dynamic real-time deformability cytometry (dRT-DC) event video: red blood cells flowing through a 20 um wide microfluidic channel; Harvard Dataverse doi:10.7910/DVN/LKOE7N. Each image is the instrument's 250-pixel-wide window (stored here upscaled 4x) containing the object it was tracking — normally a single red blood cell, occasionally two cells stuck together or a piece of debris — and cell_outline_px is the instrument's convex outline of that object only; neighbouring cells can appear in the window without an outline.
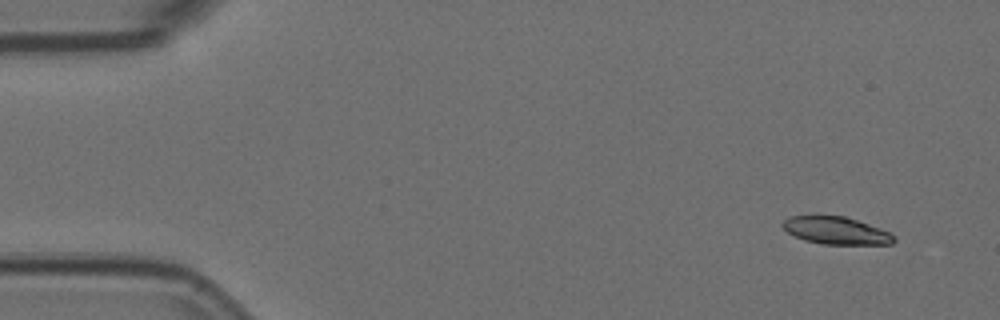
{"species": "Egyptian fruit bat (a non-hibernating species)", "species_latin": "Rousettus aegyptiacus", "temperature_condition": "room temperature", "stored_images_in_passage": 10, "camera_frame_rate_fps": 3000, "um_per_image_px": 0.085, "animal": {"sex": "female"}, "frame": {"image": 1, "passage_image": 1, "time_ms": 0.0, "image_size_px": [1000, 320], "cell_outline_px": [[896, 240], [892, 244], [820, 244], [804, 240], [788, 232], [780, 224], [788, 216], [844, 216], [880, 228], [896, 236]], "centroid_in_image_um": [71.07, 19.6], "position_along_channel_um": 13.9, "area_um2": 17.69}}